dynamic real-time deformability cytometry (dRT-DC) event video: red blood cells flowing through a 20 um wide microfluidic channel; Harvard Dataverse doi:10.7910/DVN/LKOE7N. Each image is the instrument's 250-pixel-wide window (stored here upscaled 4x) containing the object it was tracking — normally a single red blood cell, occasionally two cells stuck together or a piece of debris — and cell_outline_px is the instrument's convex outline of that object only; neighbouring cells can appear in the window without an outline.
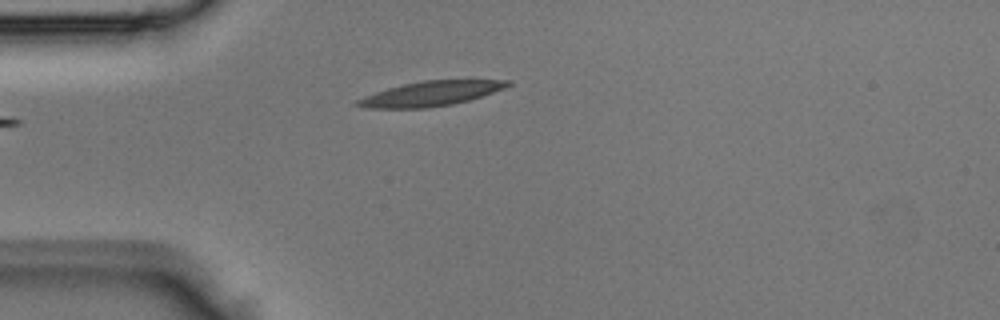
{"species": "Egyptian fruit bat (a non-hibernating species)", "species_latin": "Rousettus aegyptiacus", "temperature_condition": "room temperature", "stored_images_in_passage": 3, "camera_frame_rate_fps": 3000, "um_per_image_px": 0.085, "animal": {"sex": "male"}, "frame": {"image": 1, "passage_image": 3, "time_ms": 0.667, "image_size_px": [1000, 320], "cell_outline_px": [[512, 84], [504, 88], [468, 100], [452, 104], [428, 108], [364, 108], [356, 104], [356, 100], [376, 92], [388, 88], [404, 84], [424, 80], [512, 80]], "centroid_in_image_um": [36.62, 7.96], "position_along_channel_um": 48.4, "area_um2": 21.33}}